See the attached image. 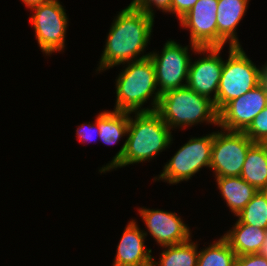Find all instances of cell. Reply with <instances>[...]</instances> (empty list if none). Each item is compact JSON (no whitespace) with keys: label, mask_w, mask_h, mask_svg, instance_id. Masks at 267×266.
I'll list each match as a JSON object with an SVG mask.
<instances>
[{"label":"cell","mask_w":267,"mask_h":266,"mask_svg":"<svg viewBox=\"0 0 267 266\" xmlns=\"http://www.w3.org/2000/svg\"><path fill=\"white\" fill-rule=\"evenodd\" d=\"M153 25L154 17L143 10L131 5L121 10L110 27L98 71L149 57L138 55L144 53Z\"/></svg>","instance_id":"cell-1"},{"label":"cell","mask_w":267,"mask_h":266,"mask_svg":"<svg viewBox=\"0 0 267 266\" xmlns=\"http://www.w3.org/2000/svg\"><path fill=\"white\" fill-rule=\"evenodd\" d=\"M76 133L78 136L77 138L82 140V142H91L92 140H96L94 135H100V130L98 128V123L95 121V124H90V122L88 124H82L79 128H77Z\"/></svg>","instance_id":"cell-26"},{"label":"cell","mask_w":267,"mask_h":266,"mask_svg":"<svg viewBox=\"0 0 267 266\" xmlns=\"http://www.w3.org/2000/svg\"><path fill=\"white\" fill-rule=\"evenodd\" d=\"M259 71L242 47L229 46L228 60H224L216 101L218 112L233 99L239 98L259 85Z\"/></svg>","instance_id":"cell-5"},{"label":"cell","mask_w":267,"mask_h":266,"mask_svg":"<svg viewBox=\"0 0 267 266\" xmlns=\"http://www.w3.org/2000/svg\"><path fill=\"white\" fill-rule=\"evenodd\" d=\"M130 114L125 143L112 161L99 170L100 173L148 161L170 146L171 129L156 111L135 112V119Z\"/></svg>","instance_id":"cell-2"},{"label":"cell","mask_w":267,"mask_h":266,"mask_svg":"<svg viewBox=\"0 0 267 266\" xmlns=\"http://www.w3.org/2000/svg\"><path fill=\"white\" fill-rule=\"evenodd\" d=\"M235 266H267V257L260 253L237 256Z\"/></svg>","instance_id":"cell-25"},{"label":"cell","mask_w":267,"mask_h":266,"mask_svg":"<svg viewBox=\"0 0 267 266\" xmlns=\"http://www.w3.org/2000/svg\"><path fill=\"white\" fill-rule=\"evenodd\" d=\"M214 132L203 137L191 138L165 164L163 172L154 180L170 184L191 179L203 167L210 168Z\"/></svg>","instance_id":"cell-6"},{"label":"cell","mask_w":267,"mask_h":266,"mask_svg":"<svg viewBox=\"0 0 267 266\" xmlns=\"http://www.w3.org/2000/svg\"><path fill=\"white\" fill-rule=\"evenodd\" d=\"M197 245L189 239L181 244L163 246L165 250L161 253L159 263L152 258L151 266H197Z\"/></svg>","instance_id":"cell-20"},{"label":"cell","mask_w":267,"mask_h":266,"mask_svg":"<svg viewBox=\"0 0 267 266\" xmlns=\"http://www.w3.org/2000/svg\"><path fill=\"white\" fill-rule=\"evenodd\" d=\"M198 0H172L171 13L176 14L178 19L183 17Z\"/></svg>","instance_id":"cell-27"},{"label":"cell","mask_w":267,"mask_h":266,"mask_svg":"<svg viewBox=\"0 0 267 266\" xmlns=\"http://www.w3.org/2000/svg\"><path fill=\"white\" fill-rule=\"evenodd\" d=\"M221 196L234 215H238L257 193V189L240 176L215 177Z\"/></svg>","instance_id":"cell-17"},{"label":"cell","mask_w":267,"mask_h":266,"mask_svg":"<svg viewBox=\"0 0 267 266\" xmlns=\"http://www.w3.org/2000/svg\"><path fill=\"white\" fill-rule=\"evenodd\" d=\"M100 130L99 138L106 145H113L124 135H127L129 112L103 111L96 117Z\"/></svg>","instance_id":"cell-19"},{"label":"cell","mask_w":267,"mask_h":266,"mask_svg":"<svg viewBox=\"0 0 267 266\" xmlns=\"http://www.w3.org/2000/svg\"><path fill=\"white\" fill-rule=\"evenodd\" d=\"M223 237L237 256L260 253L267 237V230L236 221L233 229Z\"/></svg>","instance_id":"cell-16"},{"label":"cell","mask_w":267,"mask_h":266,"mask_svg":"<svg viewBox=\"0 0 267 266\" xmlns=\"http://www.w3.org/2000/svg\"><path fill=\"white\" fill-rule=\"evenodd\" d=\"M188 49V46L182 47L174 40H169L165 43L161 55L150 52L149 57L155 68L160 95L187 85L191 61Z\"/></svg>","instance_id":"cell-9"},{"label":"cell","mask_w":267,"mask_h":266,"mask_svg":"<svg viewBox=\"0 0 267 266\" xmlns=\"http://www.w3.org/2000/svg\"><path fill=\"white\" fill-rule=\"evenodd\" d=\"M50 0H22L25 3L26 7L33 8L35 6L49 2Z\"/></svg>","instance_id":"cell-29"},{"label":"cell","mask_w":267,"mask_h":266,"mask_svg":"<svg viewBox=\"0 0 267 266\" xmlns=\"http://www.w3.org/2000/svg\"><path fill=\"white\" fill-rule=\"evenodd\" d=\"M266 106L267 93L257 85L218 112V126L228 131L244 132Z\"/></svg>","instance_id":"cell-10"},{"label":"cell","mask_w":267,"mask_h":266,"mask_svg":"<svg viewBox=\"0 0 267 266\" xmlns=\"http://www.w3.org/2000/svg\"><path fill=\"white\" fill-rule=\"evenodd\" d=\"M34 14L30 17L40 49L45 54L62 51L65 47L68 17L58 0L31 8Z\"/></svg>","instance_id":"cell-8"},{"label":"cell","mask_w":267,"mask_h":266,"mask_svg":"<svg viewBox=\"0 0 267 266\" xmlns=\"http://www.w3.org/2000/svg\"><path fill=\"white\" fill-rule=\"evenodd\" d=\"M237 216L239 223L267 230V191H257Z\"/></svg>","instance_id":"cell-22"},{"label":"cell","mask_w":267,"mask_h":266,"mask_svg":"<svg viewBox=\"0 0 267 266\" xmlns=\"http://www.w3.org/2000/svg\"><path fill=\"white\" fill-rule=\"evenodd\" d=\"M218 0H198L179 23L190 31L193 52L198 47H217Z\"/></svg>","instance_id":"cell-12"},{"label":"cell","mask_w":267,"mask_h":266,"mask_svg":"<svg viewBox=\"0 0 267 266\" xmlns=\"http://www.w3.org/2000/svg\"><path fill=\"white\" fill-rule=\"evenodd\" d=\"M138 212L150 235L162 247L181 244L191 238L189 227L176 213L144 207Z\"/></svg>","instance_id":"cell-13"},{"label":"cell","mask_w":267,"mask_h":266,"mask_svg":"<svg viewBox=\"0 0 267 266\" xmlns=\"http://www.w3.org/2000/svg\"><path fill=\"white\" fill-rule=\"evenodd\" d=\"M171 2L172 0H132L129 5L143 10L148 15L155 17L153 12L154 10H152V5H155L158 10L171 13Z\"/></svg>","instance_id":"cell-24"},{"label":"cell","mask_w":267,"mask_h":266,"mask_svg":"<svg viewBox=\"0 0 267 266\" xmlns=\"http://www.w3.org/2000/svg\"><path fill=\"white\" fill-rule=\"evenodd\" d=\"M249 0H218L217 6V47H241L236 29L245 15Z\"/></svg>","instance_id":"cell-15"},{"label":"cell","mask_w":267,"mask_h":266,"mask_svg":"<svg viewBox=\"0 0 267 266\" xmlns=\"http://www.w3.org/2000/svg\"><path fill=\"white\" fill-rule=\"evenodd\" d=\"M223 47H198L195 53L204 57L194 63L190 61L187 87L199 95L208 97L214 102L217 98L219 81L224 61L220 56ZM205 53H209L205 56ZM214 93L213 98L211 94Z\"/></svg>","instance_id":"cell-11"},{"label":"cell","mask_w":267,"mask_h":266,"mask_svg":"<svg viewBox=\"0 0 267 266\" xmlns=\"http://www.w3.org/2000/svg\"><path fill=\"white\" fill-rule=\"evenodd\" d=\"M116 96L114 108L116 111L131 113L156 111L161 95L157 88L155 68L150 57L127 62V67L116 79ZM150 97L153 98L152 107L142 109L141 107Z\"/></svg>","instance_id":"cell-3"},{"label":"cell","mask_w":267,"mask_h":266,"mask_svg":"<svg viewBox=\"0 0 267 266\" xmlns=\"http://www.w3.org/2000/svg\"><path fill=\"white\" fill-rule=\"evenodd\" d=\"M244 133L254 143H261L267 138V106L254 118Z\"/></svg>","instance_id":"cell-23"},{"label":"cell","mask_w":267,"mask_h":266,"mask_svg":"<svg viewBox=\"0 0 267 266\" xmlns=\"http://www.w3.org/2000/svg\"><path fill=\"white\" fill-rule=\"evenodd\" d=\"M146 235L135 220L130 221L118 243L113 266H151L152 250L144 245Z\"/></svg>","instance_id":"cell-14"},{"label":"cell","mask_w":267,"mask_h":266,"mask_svg":"<svg viewBox=\"0 0 267 266\" xmlns=\"http://www.w3.org/2000/svg\"><path fill=\"white\" fill-rule=\"evenodd\" d=\"M253 144L244 132L224 129L214 132L210 169L215 177L240 176L248 149Z\"/></svg>","instance_id":"cell-7"},{"label":"cell","mask_w":267,"mask_h":266,"mask_svg":"<svg viewBox=\"0 0 267 266\" xmlns=\"http://www.w3.org/2000/svg\"><path fill=\"white\" fill-rule=\"evenodd\" d=\"M260 254L267 257V237H266V241L264 242V245L260 251Z\"/></svg>","instance_id":"cell-30"},{"label":"cell","mask_w":267,"mask_h":266,"mask_svg":"<svg viewBox=\"0 0 267 266\" xmlns=\"http://www.w3.org/2000/svg\"><path fill=\"white\" fill-rule=\"evenodd\" d=\"M156 112L170 129L189 127L199 122L218 126V110L214 101L187 86L162 94Z\"/></svg>","instance_id":"cell-4"},{"label":"cell","mask_w":267,"mask_h":266,"mask_svg":"<svg viewBox=\"0 0 267 266\" xmlns=\"http://www.w3.org/2000/svg\"><path fill=\"white\" fill-rule=\"evenodd\" d=\"M236 258L237 255L222 236L199 251L197 266H235Z\"/></svg>","instance_id":"cell-21"},{"label":"cell","mask_w":267,"mask_h":266,"mask_svg":"<svg viewBox=\"0 0 267 266\" xmlns=\"http://www.w3.org/2000/svg\"><path fill=\"white\" fill-rule=\"evenodd\" d=\"M261 144L265 147L267 151V138L263 142H261Z\"/></svg>","instance_id":"cell-31"},{"label":"cell","mask_w":267,"mask_h":266,"mask_svg":"<svg viewBox=\"0 0 267 266\" xmlns=\"http://www.w3.org/2000/svg\"><path fill=\"white\" fill-rule=\"evenodd\" d=\"M240 177L258 191H267V151L261 143L248 149Z\"/></svg>","instance_id":"cell-18"},{"label":"cell","mask_w":267,"mask_h":266,"mask_svg":"<svg viewBox=\"0 0 267 266\" xmlns=\"http://www.w3.org/2000/svg\"><path fill=\"white\" fill-rule=\"evenodd\" d=\"M259 85L267 93V63L260 68L259 71Z\"/></svg>","instance_id":"cell-28"}]
</instances>
